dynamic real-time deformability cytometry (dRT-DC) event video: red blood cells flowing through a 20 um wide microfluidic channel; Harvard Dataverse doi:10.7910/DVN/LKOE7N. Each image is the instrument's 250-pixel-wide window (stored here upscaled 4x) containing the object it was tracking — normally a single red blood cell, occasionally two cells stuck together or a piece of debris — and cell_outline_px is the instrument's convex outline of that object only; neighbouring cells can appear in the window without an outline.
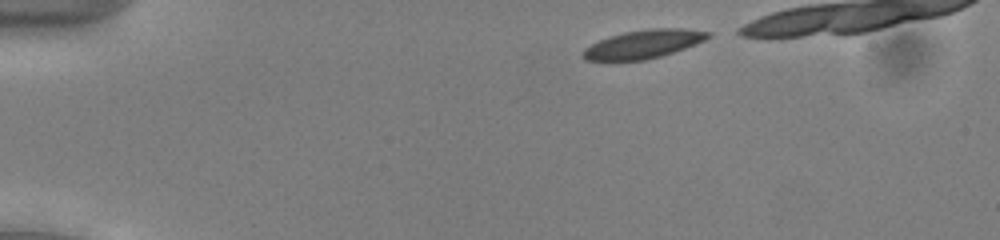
{"species": "common noctule bat (a hibernating species)", "species_latin": "Nyctalus noctula", "temperature_condition": "cold", "stored_images_in_passage": 38, "camera_frame_rate_fps": 3000, "um_per_image_px": 0.085, "animal": {"sex": "male", "body_mass_g": 13.0, "forearm_length_mm": 53.1}, "frame": {"image": 1, "passage_image": 1, "time_ms": 0.0, "image_size_px": [1000, 240], "cell_outline_px": [[712, 36], [704, 40], [684, 48], [660, 56], [644, 60], [584, 60], [580, 56], [584, 48], [608, 36], [624, 32], [648, 28], [684, 28], [712, 32]], "centroid_in_image_um": [54.68, 3.73], "position_along_channel_um": 30.3, "area_um2": 20.69}}
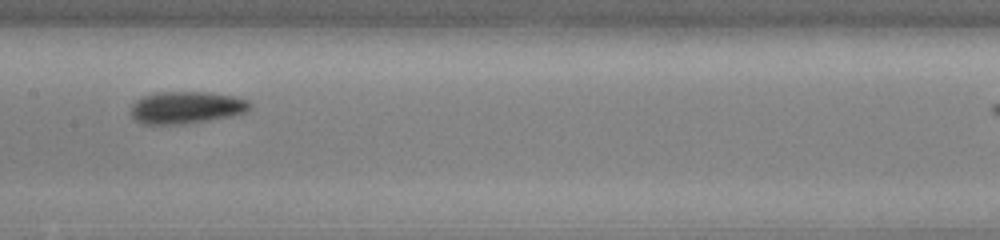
{"frame": {"image": 2, "passage_image": 19, "time_ms": 6.0, "image_size_px": [1000, 240], "cell_outline_px": [[252, 104], [244, 112], [232, 116], [184, 124], [144, 124], [136, 120], [132, 116], [132, 104], [136, 100], [144, 96], [160, 92], [208, 92], [232, 96], [248, 100]], "centroid_in_image_um": [15.83, 9.14], "position_along_channel_um": 191.6, "area_um2": 22.08}}
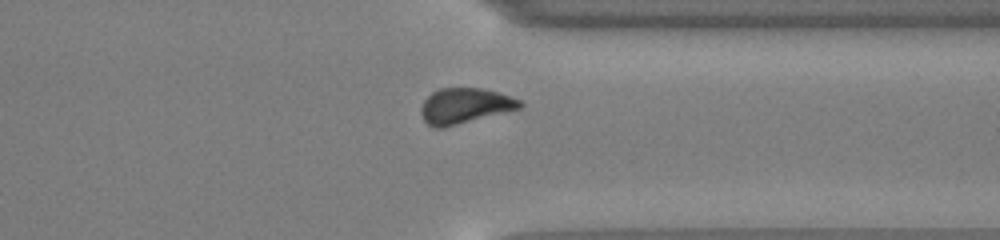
{"frame": {"image": 3, "passage_image": 33, "time_ms": 10.667, "image_size_px": [1000, 240], "cell_outline_px": [[524, 104], [520, 108], [440, 128], [432, 128], [424, 120], [420, 112], [424, 100], [432, 92], [440, 88], [480, 88], [496, 92], [520, 100]], "centroid_in_image_um": [39.47, 8.99], "position_along_channel_um": 371.9, "area_um2": 19.94}}